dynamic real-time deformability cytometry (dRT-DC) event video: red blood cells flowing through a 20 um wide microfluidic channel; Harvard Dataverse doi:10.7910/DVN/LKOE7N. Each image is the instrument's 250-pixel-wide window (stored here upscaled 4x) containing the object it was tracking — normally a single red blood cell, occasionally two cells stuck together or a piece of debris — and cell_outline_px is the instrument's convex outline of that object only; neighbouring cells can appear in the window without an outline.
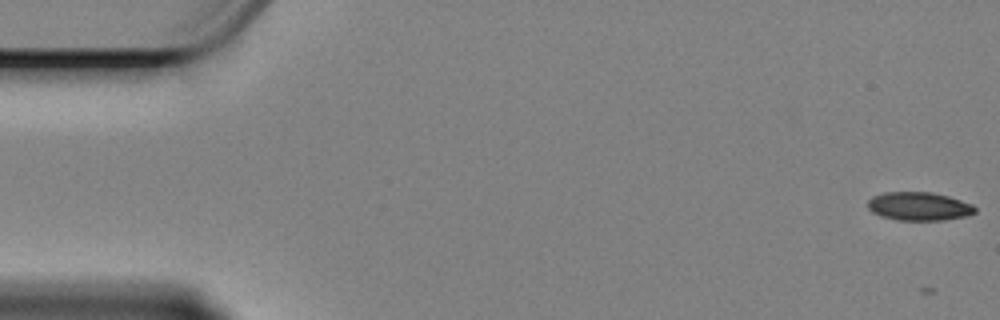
{"species": "Egyptian fruit bat (a non-hibernating species)", "species_latin": "Rousettus aegyptiacus", "temperature_condition": "cold", "stored_images_in_passage": 16, "camera_frame_rate_fps": 3000, "um_per_image_px": 0.085, "animal": {"sex": "female"}, "frame": {"image": 1, "passage_image": 1, "time_ms": 0.0, "image_size_px": [1000, 320], "cell_outline_px": [[976, 212], [968, 216], [944, 220], [896, 220], [880, 216], [872, 212], [868, 208], [868, 200], [872, 196], [884, 192], [928, 192], [948, 196], [972, 204], [976, 208]], "centroid_in_image_um": [78.1, 17.54], "position_along_channel_um": 6.9, "area_um2": 17.86}}
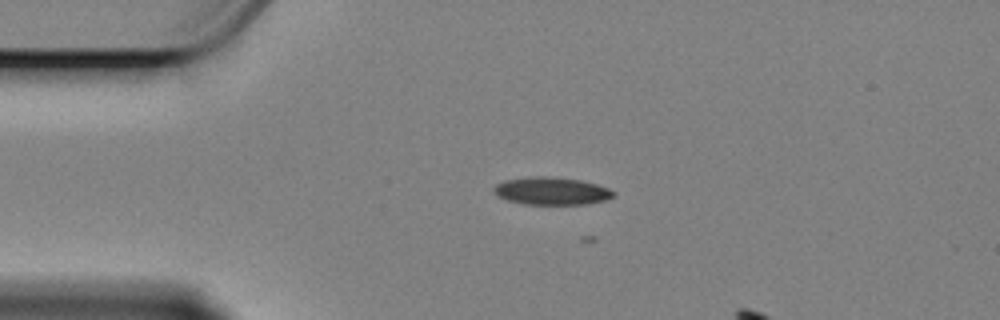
{"frame": {"image": 2, "passage_image": 13, "time_ms": 4.0, "image_size_px": [1000, 320], "cell_outline_px": [[616, 196], [604, 200], [588, 204], [524, 204], [508, 200], [496, 196], [492, 188], [496, 184], [504, 180], [532, 176], [544, 176], [580, 180], [596, 184], [608, 188], [616, 192]], "centroid_in_image_um": [46.87, 16.23], "position_along_channel_um": 38.1, "area_um2": 19.31}}